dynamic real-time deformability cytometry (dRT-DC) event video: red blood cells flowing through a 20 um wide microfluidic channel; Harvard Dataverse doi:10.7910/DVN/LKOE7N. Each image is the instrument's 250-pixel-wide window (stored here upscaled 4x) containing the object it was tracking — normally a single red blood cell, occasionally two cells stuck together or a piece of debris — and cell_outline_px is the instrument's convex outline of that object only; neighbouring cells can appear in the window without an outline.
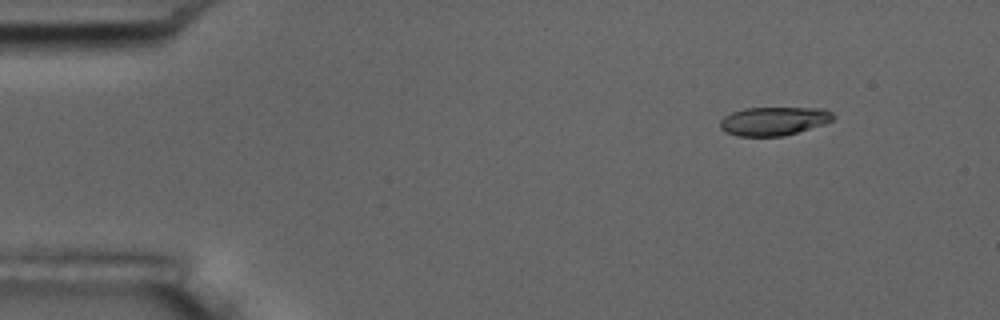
{"species": "common noctule bat (a hibernating species)", "species_latin": "Nyctalus noctula", "temperature_condition": "room temperature", "stored_images_in_passage": 3, "camera_frame_rate_fps": 3000, "um_per_image_px": 0.085, "animal": {"sex": "male", "body_mass_g": 17.5, "forearm_length_mm": 52.3}, "frame": {"image": 1, "passage_image": 1, "time_ms": 0.0, "image_size_px": [1000, 320], "cell_outline_px": [[836, 116], [832, 120], [824, 124], [784, 136], [736, 136], [720, 128], [720, 120], [724, 116], [732, 112], [744, 108], [824, 108], [832, 112]], "centroid_in_image_um": [65.78, 10.28], "position_along_channel_um": 19.2, "area_um2": 18.84}}